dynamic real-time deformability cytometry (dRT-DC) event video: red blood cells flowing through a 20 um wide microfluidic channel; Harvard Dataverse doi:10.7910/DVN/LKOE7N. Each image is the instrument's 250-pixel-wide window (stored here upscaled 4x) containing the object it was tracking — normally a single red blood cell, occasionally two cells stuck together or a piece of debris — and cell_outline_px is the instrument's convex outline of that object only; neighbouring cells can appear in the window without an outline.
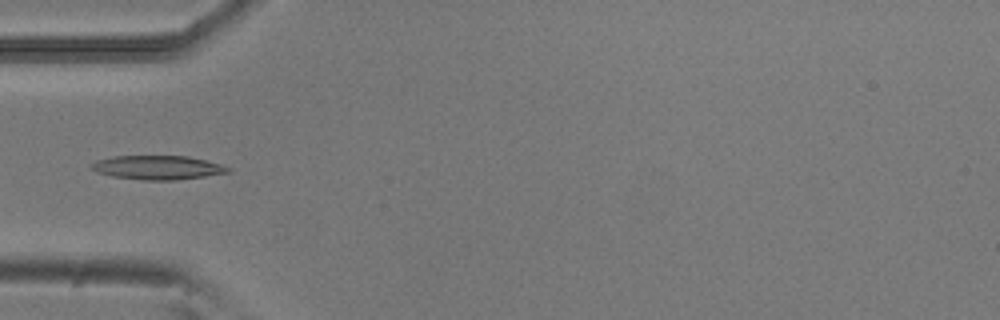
{"species": "common noctule bat (a hibernating species)", "species_latin": "Nyctalus noctula", "temperature_condition": "room temperature", "stored_images_in_passage": 6, "camera_frame_rate_fps": 3000, "um_per_image_px": 0.085, "animal": {"sex": "male", "body_mass_g": 20.5, "forearm_length_mm": 52.5}, "frame": {"image": 1, "passage_image": 5, "time_ms": 1.333, "image_size_px": [1000, 320], "cell_outline_px": [[232, 172], [176, 180], [144, 180], [112, 176], [96, 172], [88, 164], [96, 160], [112, 156], [188, 156], [220, 164], [232, 168]], "centroid_in_image_um": [13.39, 14.24], "position_along_channel_um": 71.6, "area_um2": 19.13}}
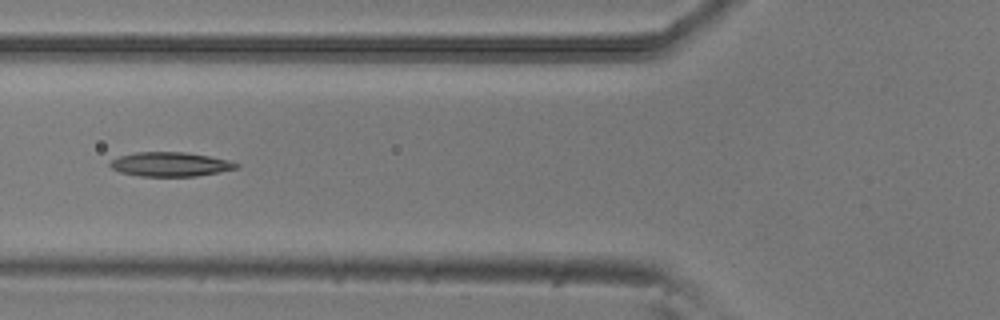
{"frame": {"image": 2, "passage_image": 6, "time_ms": 1.667, "image_size_px": [1000, 320], "cell_outline_px": [[240, 164], [236, 168], [220, 172], [196, 176], [140, 176], [120, 172], [112, 168], [108, 164], [112, 160], [120, 156], [136, 152], [184, 152], [208, 156], [228, 160]], "centroid_in_image_um": [14.46, 13.96], "position_along_channel_um": 111.3, "area_um2": 17.69}}